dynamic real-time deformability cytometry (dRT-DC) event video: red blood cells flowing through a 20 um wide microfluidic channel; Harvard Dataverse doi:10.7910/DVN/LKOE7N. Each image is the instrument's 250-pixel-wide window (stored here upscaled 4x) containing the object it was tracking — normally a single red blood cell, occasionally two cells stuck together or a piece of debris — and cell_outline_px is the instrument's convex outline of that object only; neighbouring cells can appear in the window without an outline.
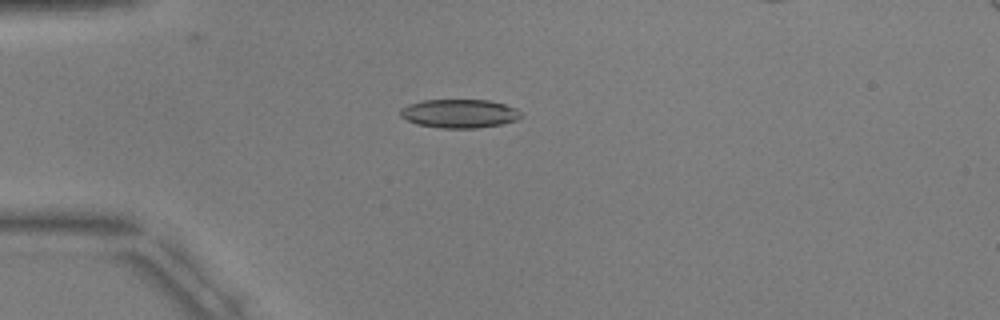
{"species": "common noctule bat (a hibernating species)", "species_latin": "Nyctalus noctula", "temperature_condition": "warm", "stored_images_in_passage": 6, "camera_frame_rate_fps": 3000, "um_per_image_px": 0.085, "animal": {"sex": "male", "body_mass_g": 17.9, "forearm_length_mm": 54.2}, "frame": {"image": 1, "passage_image": 4, "time_ms": 4.333, "image_size_px": [1000, 320], "cell_outline_px": [[524, 116], [516, 120], [500, 124], [476, 128], [440, 128], [416, 124], [400, 116], [400, 108], [408, 104], [424, 100], [488, 100], [504, 104], [516, 108]], "centroid_in_image_um": [39.04, 9.65], "position_along_channel_um": 46.0, "area_um2": 20.17}}
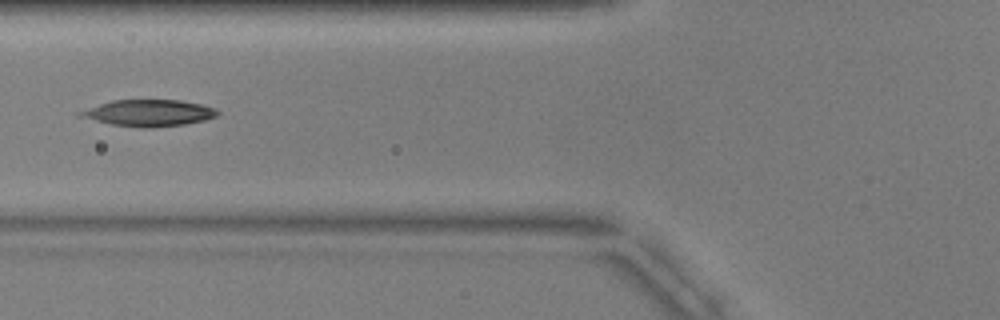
{"frame": {"image": 2, "passage_image": 6, "time_ms": 6.667, "image_size_px": [1000, 320], "cell_outline_px": [[220, 112], [216, 116], [204, 120], [184, 124], [152, 128], [140, 128], [112, 124], [76, 116], [76, 112], [112, 100], [180, 100], [204, 104], [216, 108]], "centroid_in_image_um": [12.65, 9.6], "position_along_channel_um": 113.1, "area_um2": 21.33}}